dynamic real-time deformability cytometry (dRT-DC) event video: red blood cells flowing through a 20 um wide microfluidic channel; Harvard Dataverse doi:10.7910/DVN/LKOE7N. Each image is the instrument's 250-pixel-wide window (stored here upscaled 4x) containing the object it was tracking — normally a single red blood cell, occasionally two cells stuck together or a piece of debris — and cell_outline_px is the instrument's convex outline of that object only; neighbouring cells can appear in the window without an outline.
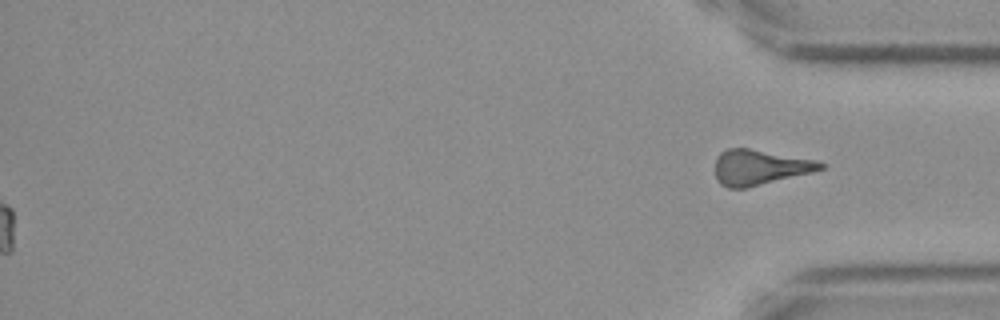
{"species": "Egyptian fruit bat (a non-hibernating species)", "species_latin": "Rousettus aegyptiacus", "temperature_condition": "cold", "stored_images_in_passage": 41, "segment_of_instrument_passage": [2, 2], "camera_frame_rate_fps": 3000, "um_per_image_px": 0.085, "frame": {"image": 1, "passage_image": 41, "time_ms": 13.333, "image_size_px": [1000, 320], "cell_outline_px": [[824, 168], [744, 188], [728, 188], [720, 184], [716, 176], [716, 156], [720, 152], [728, 148], [748, 148], [812, 160], [824, 164]], "centroid_in_image_um": [64.46, 14.21], "position_along_channel_um": 370.7, "area_um2": 20.81}}